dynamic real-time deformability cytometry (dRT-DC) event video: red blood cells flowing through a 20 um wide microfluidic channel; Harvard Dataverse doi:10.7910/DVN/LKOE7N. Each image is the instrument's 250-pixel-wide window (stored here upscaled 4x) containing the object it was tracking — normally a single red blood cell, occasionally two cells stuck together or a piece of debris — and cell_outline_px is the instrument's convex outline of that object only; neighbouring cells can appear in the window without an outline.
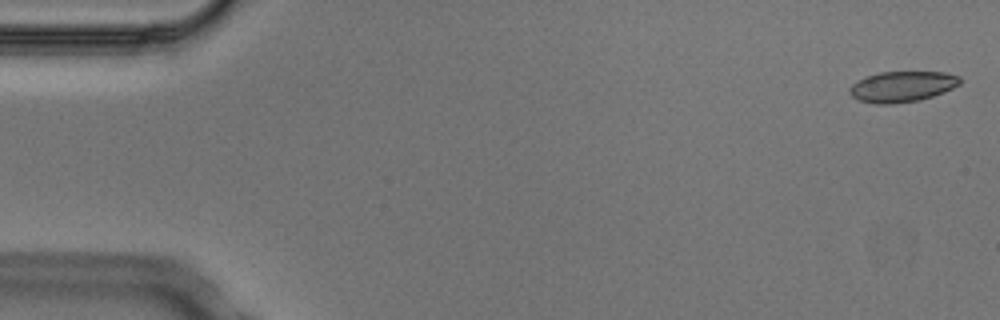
{"species": "Egyptian fruit bat (a non-hibernating species)", "species_latin": "Rousettus aegyptiacus", "temperature_condition": "cold", "stored_images_in_passage": 6, "camera_frame_rate_fps": 3000, "um_per_image_px": 0.085, "animal": {"sex": "male"}, "frame": {"image": 1, "passage_image": 1, "time_ms": 0.0, "image_size_px": [1000, 320], "cell_outline_px": [[960, 84], [944, 92], [920, 100], [892, 104], [876, 104], [856, 100], [848, 92], [848, 88], [856, 80], [880, 72], [944, 72], [960, 76]], "centroid_in_image_um": [76.64, 7.37], "position_along_channel_um": 8.4, "area_um2": 19.88}}
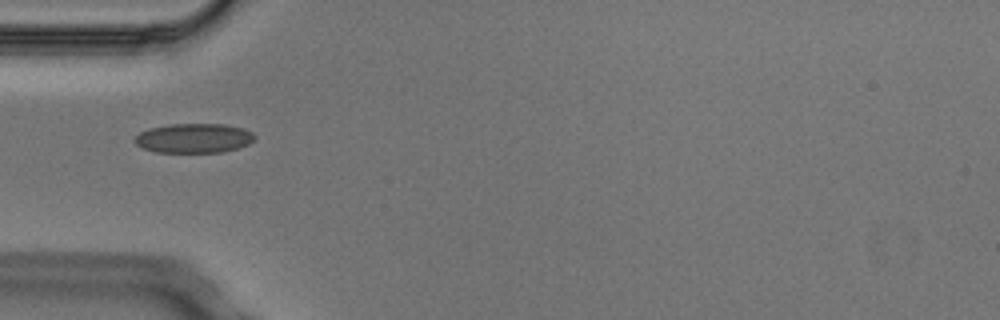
{"frame": {"image": 2, "passage_image": 5, "time_ms": 1.333, "image_size_px": [1000, 320], "cell_outline_px": [[256, 136], [248, 144], [236, 148], [220, 152], [156, 152], [144, 148], [136, 144], [132, 140], [140, 132], [148, 128], [172, 124], [224, 124], [244, 128], [252, 132]], "centroid_in_image_um": [16.46, 11.73], "position_along_channel_um": 68.5, "area_um2": 20.52}}
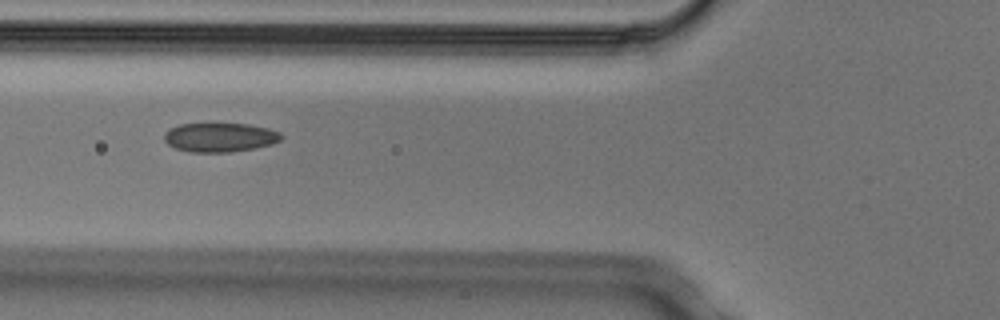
{"frame": {"image": 3, "passage_image": 6, "time_ms": 1.667, "image_size_px": [1000, 320], "cell_outline_px": [[284, 136], [280, 140], [272, 144], [256, 148], [232, 152], [188, 152], [176, 148], [168, 144], [164, 140], [164, 132], [168, 128], [180, 124], [248, 124], [268, 128], [280, 132]], "centroid_in_image_um": [18.69, 11.68], "position_along_channel_um": 107.1, "area_um2": 20.0}}